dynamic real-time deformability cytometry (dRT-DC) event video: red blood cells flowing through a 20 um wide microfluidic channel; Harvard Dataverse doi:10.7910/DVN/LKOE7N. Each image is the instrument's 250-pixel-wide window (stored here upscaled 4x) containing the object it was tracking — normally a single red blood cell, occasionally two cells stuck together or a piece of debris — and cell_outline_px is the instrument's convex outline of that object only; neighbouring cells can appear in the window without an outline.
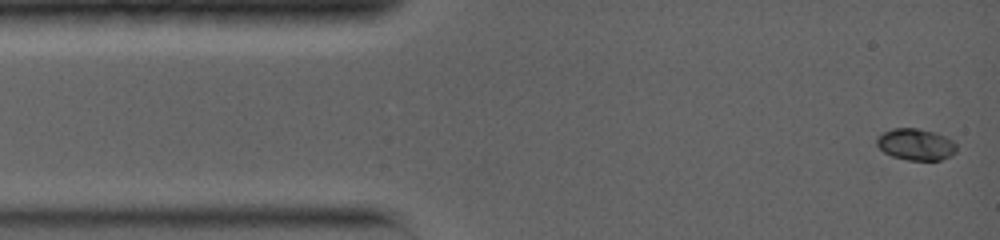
{"species": "common noctule bat (a hibernating species)", "species_latin": "Nyctalus noctula", "temperature_condition": "warm", "stored_images_in_passage": 4, "camera_frame_rate_fps": 5000, "um_per_image_px": 0.085, "animal": {"sex": "female", "body_mass_g": 19.0, "forearm_length_mm": 56.7}, "frame": {"image": 1, "passage_image": 1, "time_ms": 0.0, "image_size_px": [1000, 240], "cell_outline_px": [[956, 152], [952, 156], [940, 160], [908, 160], [892, 156], [884, 152], [876, 144], [876, 140], [884, 132], [892, 128], [916, 128], [936, 132], [952, 140], [956, 144]], "centroid_in_image_um": [77.87, 12.28], "position_along_channel_um": 7.1, "area_um2": 14.68}}
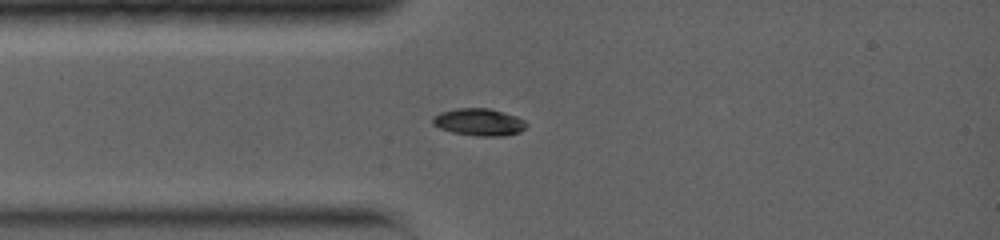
{"frame": {"image": 2, "passage_image": 4, "time_ms": 2.8, "image_size_px": [1000, 240], "cell_outline_px": [[528, 124], [520, 132], [504, 136], [476, 136], [452, 132], [440, 128], [432, 124], [432, 116], [440, 112], [456, 108], [488, 108], [516, 116], [524, 120]], "centroid_in_image_um": [40.7, 10.38], "position_along_channel_um": 44.3, "area_um2": 14.91}}